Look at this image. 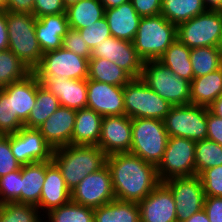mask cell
Here are the masks:
<instances>
[{"label": "cell", "instance_id": "6da1fadb", "mask_svg": "<svg viewBox=\"0 0 222 222\" xmlns=\"http://www.w3.org/2000/svg\"><path fill=\"white\" fill-rule=\"evenodd\" d=\"M106 165L118 200L138 203L161 183L156 166L130 152L108 155Z\"/></svg>", "mask_w": 222, "mask_h": 222}, {"label": "cell", "instance_id": "7a4b0ae2", "mask_svg": "<svg viewBox=\"0 0 222 222\" xmlns=\"http://www.w3.org/2000/svg\"><path fill=\"white\" fill-rule=\"evenodd\" d=\"M107 155L96 145H72L53 150L52 161L59 167L72 191L88 174L106 165Z\"/></svg>", "mask_w": 222, "mask_h": 222}, {"label": "cell", "instance_id": "3957f363", "mask_svg": "<svg viewBox=\"0 0 222 222\" xmlns=\"http://www.w3.org/2000/svg\"><path fill=\"white\" fill-rule=\"evenodd\" d=\"M177 39V26L163 15L141 17L133 45L144 61L159 60Z\"/></svg>", "mask_w": 222, "mask_h": 222}, {"label": "cell", "instance_id": "277c9868", "mask_svg": "<svg viewBox=\"0 0 222 222\" xmlns=\"http://www.w3.org/2000/svg\"><path fill=\"white\" fill-rule=\"evenodd\" d=\"M6 23L8 49L33 71L43 55L35 34L36 18L28 13L6 11Z\"/></svg>", "mask_w": 222, "mask_h": 222}, {"label": "cell", "instance_id": "5b68a950", "mask_svg": "<svg viewBox=\"0 0 222 222\" xmlns=\"http://www.w3.org/2000/svg\"><path fill=\"white\" fill-rule=\"evenodd\" d=\"M169 135L164 121L155 118L132 119V143L130 153L156 167L161 162Z\"/></svg>", "mask_w": 222, "mask_h": 222}, {"label": "cell", "instance_id": "8992f818", "mask_svg": "<svg viewBox=\"0 0 222 222\" xmlns=\"http://www.w3.org/2000/svg\"><path fill=\"white\" fill-rule=\"evenodd\" d=\"M140 78L173 106L191 104L190 81L175 75L159 60L144 61Z\"/></svg>", "mask_w": 222, "mask_h": 222}, {"label": "cell", "instance_id": "52a82bcc", "mask_svg": "<svg viewBox=\"0 0 222 222\" xmlns=\"http://www.w3.org/2000/svg\"><path fill=\"white\" fill-rule=\"evenodd\" d=\"M125 115L134 118L164 120L172 104L149 88L141 78L132 79L123 86Z\"/></svg>", "mask_w": 222, "mask_h": 222}, {"label": "cell", "instance_id": "ba28073f", "mask_svg": "<svg viewBox=\"0 0 222 222\" xmlns=\"http://www.w3.org/2000/svg\"><path fill=\"white\" fill-rule=\"evenodd\" d=\"M177 39L190 49L222 47V11L207 10L179 24Z\"/></svg>", "mask_w": 222, "mask_h": 222}, {"label": "cell", "instance_id": "9c48e42d", "mask_svg": "<svg viewBox=\"0 0 222 222\" xmlns=\"http://www.w3.org/2000/svg\"><path fill=\"white\" fill-rule=\"evenodd\" d=\"M88 70L89 59L60 47L57 50L44 53L41 62L33 72L42 84L50 77L87 80Z\"/></svg>", "mask_w": 222, "mask_h": 222}, {"label": "cell", "instance_id": "30bf717a", "mask_svg": "<svg viewBox=\"0 0 222 222\" xmlns=\"http://www.w3.org/2000/svg\"><path fill=\"white\" fill-rule=\"evenodd\" d=\"M169 137L193 141L207 139V107L195 104L172 106L164 118Z\"/></svg>", "mask_w": 222, "mask_h": 222}, {"label": "cell", "instance_id": "8fae6325", "mask_svg": "<svg viewBox=\"0 0 222 222\" xmlns=\"http://www.w3.org/2000/svg\"><path fill=\"white\" fill-rule=\"evenodd\" d=\"M195 144L196 141L187 138L169 137L163 158L156 167L161 183L196 175Z\"/></svg>", "mask_w": 222, "mask_h": 222}, {"label": "cell", "instance_id": "7c38bea8", "mask_svg": "<svg viewBox=\"0 0 222 222\" xmlns=\"http://www.w3.org/2000/svg\"><path fill=\"white\" fill-rule=\"evenodd\" d=\"M114 199L111 172L107 165L88 174L71 191L72 202L92 209L105 205Z\"/></svg>", "mask_w": 222, "mask_h": 222}, {"label": "cell", "instance_id": "4fadbf2b", "mask_svg": "<svg viewBox=\"0 0 222 222\" xmlns=\"http://www.w3.org/2000/svg\"><path fill=\"white\" fill-rule=\"evenodd\" d=\"M163 184L173 195L177 222H183L203 209L205 193L198 175L171 178Z\"/></svg>", "mask_w": 222, "mask_h": 222}, {"label": "cell", "instance_id": "5bb4252c", "mask_svg": "<svg viewBox=\"0 0 222 222\" xmlns=\"http://www.w3.org/2000/svg\"><path fill=\"white\" fill-rule=\"evenodd\" d=\"M10 147L21 165L51 161L53 157V148L36 128L23 126L16 133L10 134Z\"/></svg>", "mask_w": 222, "mask_h": 222}, {"label": "cell", "instance_id": "9a60e30c", "mask_svg": "<svg viewBox=\"0 0 222 222\" xmlns=\"http://www.w3.org/2000/svg\"><path fill=\"white\" fill-rule=\"evenodd\" d=\"M91 57L105 58L114 62L133 79L141 76L143 60L137 55L133 42L110 36L92 50Z\"/></svg>", "mask_w": 222, "mask_h": 222}, {"label": "cell", "instance_id": "2e32d148", "mask_svg": "<svg viewBox=\"0 0 222 222\" xmlns=\"http://www.w3.org/2000/svg\"><path fill=\"white\" fill-rule=\"evenodd\" d=\"M132 143V119L126 115L105 116L102 119L98 141L105 154L130 152Z\"/></svg>", "mask_w": 222, "mask_h": 222}, {"label": "cell", "instance_id": "e0dca14e", "mask_svg": "<svg viewBox=\"0 0 222 222\" xmlns=\"http://www.w3.org/2000/svg\"><path fill=\"white\" fill-rule=\"evenodd\" d=\"M87 108L102 117L125 115L123 87L87 79Z\"/></svg>", "mask_w": 222, "mask_h": 222}, {"label": "cell", "instance_id": "ac0fdd59", "mask_svg": "<svg viewBox=\"0 0 222 222\" xmlns=\"http://www.w3.org/2000/svg\"><path fill=\"white\" fill-rule=\"evenodd\" d=\"M138 206L140 222H177L173 195L163 183L139 201Z\"/></svg>", "mask_w": 222, "mask_h": 222}, {"label": "cell", "instance_id": "d6986e66", "mask_svg": "<svg viewBox=\"0 0 222 222\" xmlns=\"http://www.w3.org/2000/svg\"><path fill=\"white\" fill-rule=\"evenodd\" d=\"M76 110L60 106L38 127L46 142L54 149L72 144Z\"/></svg>", "mask_w": 222, "mask_h": 222}, {"label": "cell", "instance_id": "ffe728a7", "mask_svg": "<svg viewBox=\"0 0 222 222\" xmlns=\"http://www.w3.org/2000/svg\"><path fill=\"white\" fill-rule=\"evenodd\" d=\"M71 201V191L62 177L59 167L51 160L45 161V180L43 183L39 210L44 214Z\"/></svg>", "mask_w": 222, "mask_h": 222}, {"label": "cell", "instance_id": "44dd1931", "mask_svg": "<svg viewBox=\"0 0 222 222\" xmlns=\"http://www.w3.org/2000/svg\"><path fill=\"white\" fill-rule=\"evenodd\" d=\"M42 85L59 99L61 106L74 110L87 108V80L50 77Z\"/></svg>", "mask_w": 222, "mask_h": 222}, {"label": "cell", "instance_id": "7402d4cb", "mask_svg": "<svg viewBox=\"0 0 222 222\" xmlns=\"http://www.w3.org/2000/svg\"><path fill=\"white\" fill-rule=\"evenodd\" d=\"M41 85L37 76L32 71L25 78L12 82L3 89L12 96L13 114L25 124L31 109L36 104L37 88Z\"/></svg>", "mask_w": 222, "mask_h": 222}, {"label": "cell", "instance_id": "603a6c76", "mask_svg": "<svg viewBox=\"0 0 222 222\" xmlns=\"http://www.w3.org/2000/svg\"><path fill=\"white\" fill-rule=\"evenodd\" d=\"M68 29L66 13L36 18L35 34L42 53L62 47L63 37Z\"/></svg>", "mask_w": 222, "mask_h": 222}, {"label": "cell", "instance_id": "cb8c5ba5", "mask_svg": "<svg viewBox=\"0 0 222 222\" xmlns=\"http://www.w3.org/2000/svg\"><path fill=\"white\" fill-rule=\"evenodd\" d=\"M105 17L111 36L130 42L134 40L141 17L134 9L131 1L115 8L105 9Z\"/></svg>", "mask_w": 222, "mask_h": 222}, {"label": "cell", "instance_id": "d4e9b609", "mask_svg": "<svg viewBox=\"0 0 222 222\" xmlns=\"http://www.w3.org/2000/svg\"><path fill=\"white\" fill-rule=\"evenodd\" d=\"M103 117L89 108L76 110L72 145H98Z\"/></svg>", "mask_w": 222, "mask_h": 222}, {"label": "cell", "instance_id": "484cf974", "mask_svg": "<svg viewBox=\"0 0 222 222\" xmlns=\"http://www.w3.org/2000/svg\"><path fill=\"white\" fill-rule=\"evenodd\" d=\"M45 180V161L21 165V194L18 203L38 206Z\"/></svg>", "mask_w": 222, "mask_h": 222}, {"label": "cell", "instance_id": "4316f807", "mask_svg": "<svg viewBox=\"0 0 222 222\" xmlns=\"http://www.w3.org/2000/svg\"><path fill=\"white\" fill-rule=\"evenodd\" d=\"M221 95V68L205 76L193 78L190 82L191 104L209 107Z\"/></svg>", "mask_w": 222, "mask_h": 222}, {"label": "cell", "instance_id": "83f0119b", "mask_svg": "<svg viewBox=\"0 0 222 222\" xmlns=\"http://www.w3.org/2000/svg\"><path fill=\"white\" fill-rule=\"evenodd\" d=\"M68 26L79 30L94 24L105 16V8L100 0H79L66 7Z\"/></svg>", "mask_w": 222, "mask_h": 222}, {"label": "cell", "instance_id": "f1b7e54d", "mask_svg": "<svg viewBox=\"0 0 222 222\" xmlns=\"http://www.w3.org/2000/svg\"><path fill=\"white\" fill-rule=\"evenodd\" d=\"M94 222H140L138 203L114 199L94 209Z\"/></svg>", "mask_w": 222, "mask_h": 222}, {"label": "cell", "instance_id": "f546056e", "mask_svg": "<svg viewBox=\"0 0 222 222\" xmlns=\"http://www.w3.org/2000/svg\"><path fill=\"white\" fill-rule=\"evenodd\" d=\"M191 49L176 39L159 58L175 75L188 81L193 80V70L190 60Z\"/></svg>", "mask_w": 222, "mask_h": 222}, {"label": "cell", "instance_id": "4dcf8cb0", "mask_svg": "<svg viewBox=\"0 0 222 222\" xmlns=\"http://www.w3.org/2000/svg\"><path fill=\"white\" fill-rule=\"evenodd\" d=\"M88 79L123 87L133 78L114 62L105 58L89 59Z\"/></svg>", "mask_w": 222, "mask_h": 222}, {"label": "cell", "instance_id": "1f68e13d", "mask_svg": "<svg viewBox=\"0 0 222 222\" xmlns=\"http://www.w3.org/2000/svg\"><path fill=\"white\" fill-rule=\"evenodd\" d=\"M206 11L202 0H162L161 15L176 26Z\"/></svg>", "mask_w": 222, "mask_h": 222}, {"label": "cell", "instance_id": "d6a6232c", "mask_svg": "<svg viewBox=\"0 0 222 222\" xmlns=\"http://www.w3.org/2000/svg\"><path fill=\"white\" fill-rule=\"evenodd\" d=\"M60 106L59 99L41 84L37 88L36 104L24 127L38 129Z\"/></svg>", "mask_w": 222, "mask_h": 222}, {"label": "cell", "instance_id": "836d02e7", "mask_svg": "<svg viewBox=\"0 0 222 222\" xmlns=\"http://www.w3.org/2000/svg\"><path fill=\"white\" fill-rule=\"evenodd\" d=\"M193 77H202L220 69L222 47H196L190 52Z\"/></svg>", "mask_w": 222, "mask_h": 222}, {"label": "cell", "instance_id": "e575fe53", "mask_svg": "<svg viewBox=\"0 0 222 222\" xmlns=\"http://www.w3.org/2000/svg\"><path fill=\"white\" fill-rule=\"evenodd\" d=\"M32 71L9 49L0 51V88L21 80Z\"/></svg>", "mask_w": 222, "mask_h": 222}, {"label": "cell", "instance_id": "d590c367", "mask_svg": "<svg viewBox=\"0 0 222 222\" xmlns=\"http://www.w3.org/2000/svg\"><path fill=\"white\" fill-rule=\"evenodd\" d=\"M40 214L41 210L34 205L18 202L0 204V222H44V214Z\"/></svg>", "mask_w": 222, "mask_h": 222}, {"label": "cell", "instance_id": "8d00e7d4", "mask_svg": "<svg viewBox=\"0 0 222 222\" xmlns=\"http://www.w3.org/2000/svg\"><path fill=\"white\" fill-rule=\"evenodd\" d=\"M45 222H94V209L72 201L49 211Z\"/></svg>", "mask_w": 222, "mask_h": 222}, {"label": "cell", "instance_id": "74e56055", "mask_svg": "<svg viewBox=\"0 0 222 222\" xmlns=\"http://www.w3.org/2000/svg\"><path fill=\"white\" fill-rule=\"evenodd\" d=\"M220 165H222V146L208 139L196 141V175H199L203 170Z\"/></svg>", "mask_w": 222, "mask_h": 222}, {"label": "cell", "instance_id": "f35d334b", "mask_svg": "<svg viewBox=\"0 0 222 222\" xmlns=\"http://www.w3.org/2000/svg\"><path fill=\"white\" fill-rule=\"evenodd\" d=\"M24 124L13 114L12 96L0 88V135L14 134Z\"/></svg>", "mask_w": 222, "mask_h": 222}, {"label": "cell", "instance_id": "ab89813d", "mask_svg": "<svg viewBox=\"0 0 222 222\" xmlns=\"http://www.w3.org/2000/svg\"><path fill=\"white\" fill-rule=\"evenodd\" d=\"M21 194V168L0 177V204L18 202Z\"/></svg>", "mask_w": 222, "mask_h": 222}, {"label": "cell", "instance_id": "60d3db41", "mask_svg": "<svg viewBox=\"0 0 222 222\" xmlns=\"http://www.w3.org/2000/svg\"><path fill=\"white\" fill-rule=\"evenodd\" d=\"M78 32L91 50H93L96 46H100L106 38L111 36L108 21L105 16L96 21L94 24L83 29H79Z\"/></svg>", "mask_w": 222, "mask_h": 222}, {"label": "cell", "instance_id": "b9f144b4", "mask_svg": "<svg viewBox=\"0 0 222 222\" xmlns=\"http://www.w3.org/2000/svg\"><path fill=\"white\" fill-rule=\"evenodd\" d=\"M198 176L205 196L222 197V165L203 170Z\"/></svg>", "mask_w": 222, "mask_h": 222}, {"label": "cell", "instance_id": "7bdbcfd3", "mask_svg": "<svg viewBox=\"0 0 222 222\" xmlns=\"http://www.w3.org/2000/svg\"><path fill=\"white\" fill-rule=\"evenodd\" d=\"M20 168L21 164L15 159L10 147V134L0 135V177Z\"/></svg>", "mask_w": 222, "mask_h": 222}, {"label": "cell", "instance_id": "ee69618b", "mask_svg": "<svg viewBox=\"0 0 222 222\" xmlns=\"http://www.w3.org/2000/svg\"><path fill=\"white\" fill-rule=\"evenodd\" d=\"M62 47L81 57L91 58L92 50L86 44L85 40L82 39L78 30L71 28L67 30L66 35L63 37Z\"/></svg>", "mask_w": 222, "mask_h": 222}, {"label": "cell", "instance_id": "f6af8a7d", "mask_svg": "<svg viewBox=\"0 0 222 222\" xmlns=\"http://www.w3.org/2000/svg\"><path fill=\"white\" fill-rule=\"evenodd\" d=\"M65 11L63 0H35L32 15L40 18L45 15L65 13Z\"/></svg>", "mask_w": 222, "mask_h": 222}, {"label": "cell", "instance_id": "bcb514c9", "mask_svg": "<svg viewBox=\"0 0 222 222\" xmlns=\"http://www.w3.org/2000/svg\"><path fill=\"white\" fill-rule=\"evenodd\" d=\"M140 17L161 14L162 0H130Z\"/></svg>", "mask_w": 222, "mask_h": 222}, {"label": "cell", "instance_id": "7dc6e473", "mask_svg": "<svg viewBox=\"0 0 222 222\" xmlns=\"http://www.w3.org/2000/svg\"><path fill=\"white\" fill-rule=\"evenodd\" d=\"M207 139L222 146V118L213 114L207 107Z\"/></svg>", "mask_w": 222, "mask_h": 222}, {"label": "cell", "instance_id": "c3c4849f", "mask_svg": "<svg viewBox=\"0 0 222 222\" xmlns=\"http://www.w3.org/2000/svg\"><path fill=\"white\" fill-rule=\"evenodd\" d=\"M203 209L210 222H222V197L205 196Z\"/></svg>", "mask_w": 222, "mask_h": 222}, {"label": "cell", "instance_id": "681fc988", "mask_svg": "<svg viewBox=\"0 0 222 222\" xmlns=\"http://www.w3.org/2000/svg\"><path fill=\"white\" fill-rule=\"evenodd\" d=\"M35 0H7L5 11L7 12H20V13H33Z\"/></svg>", "mask_w": 222, "mask_h": 222}, {"label": "cell", "instance_id": "f907efd6", "mask_svg": "<svg viewBox=\"0 0 222 222\" xmlns=\"http://www.w3.org/2000/svg\"><path fill=\"white\" fill-rule=\"evenodd\" d=\"M9 37L6 23V11L0 10V51L8 49Z\"/></svg>", "mask_w": 222, "mask_h": 222}, {"label": "cell", "instance_id": "816d5d0a", "mask_svg": "<svg viewBox=\"0 0 222 222\" xmlns=\"http://www.w3.org/2000/svg\"><path fill=\"white\" fill-rule=\"evenodd\" d=\"M183 222H210L204 209L193 214L190 218Z\"/></svg>", "mask_w": 222, "mask_h": 222}, {"label": "cell", "instance_id": "f5cc1de1", "mask_svg": "<svg viewBox=\"0 0 222 222\" xmlns=\"http://www.w3.org/2000/svg\"><path fill=\"white\" fill-rule=\"evenodd\" d=\"M208 108L213 114L222 118V95L219 96Z\"/></svg>", "mask_w": 222, "mask_h": 222}, {"label": "cell", "instance_id": "db71d44e", "mask_svg": "<svg viewBox=\"0 0 222 222\" xmlns=\"http://www.w3.org/2000/svg\"><path fill=\"white\" fill-rule=\"evenodd\" d=\"M207 10L222 11V0H202Z\"/></svg>", "mask_w": 222, "mask_h": 222}, {"label": "cell", "instance_id": "11a10c76", "mask_svg": "<svg viewBox=\"0 0 222 222\" xmlns=\"http://www.w3.org/2000/svg\"><path fill=\"white\" fill-rule=\"evenodd\" d=\"M105 9L115 8L130 0H100Z\"/></svg>", "mask_w": 222, "mask_h": 222}, {"label": "cell", "instance_id": "9f6ffc18", "mask_svg": "<svg viewBox=\"0 0 222 222\" xmlns=\"http://www.w3.org/2000/svg\"><path fill=\"white\" fill-rule=\"evenodd\" d=\"M79 0H63L64 5L67 7L73 3L78 2Z\"/></svg>", "mask_w": 222, "mask_h": 222}, {"label": "cell", "instance_id": "6f0895ef", "mask_svg": "<svg viewBox=\"0 0 222 222\" xmlns=\"http://www.w3.org/2000/svg\"><path fill=\"white\" fill-rule=\"evenodd\" d=\"M6 3H7V0H0V10H4L5 9Z\"/></svg>", "mask_w": 222, "mask_h": 222}]
</instances>
